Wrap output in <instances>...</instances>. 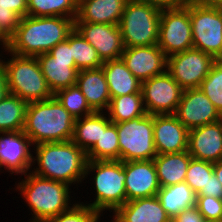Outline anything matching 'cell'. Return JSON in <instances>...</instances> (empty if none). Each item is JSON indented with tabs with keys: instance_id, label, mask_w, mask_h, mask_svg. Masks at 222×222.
<instances>
[{
	"instance_id": "obj_24",
	"label": "cell",
	"mask_w": 222,
	"mask_h": 222,
	"mask_svg": "<svg viewBox=\"0 0 222 222\" xmlns=\"http://www.w3.org/2000/svg\"><path fill=\"white\" fill-rule=\"evenodd\" d=\"M101 67L106 77L111 98L142 93V82L132 74L122 58L104 61Z\"/></svg>"
},
{
	"instance_id": "obj_7",
	"label": "cell",
	"mask_w": 222,
	"mask_h": 222,
	"mask_svg": "<svg viewBox=\"0 0 222 222\" xmlns=\"http://www.w3.org/2000/svg\"><path fill=\"white\" fill-rule=\"evenodd\" d=\"M161 10L128 0L119 27L124 47L151 46L158 43Z\"/></svg>"
},
{
	"instance_id": "obj_21",
	"label": "cell",
	"mask_w": 222,
	"mask_h": 222,
	"mask_svg": "<svg viewBox=\"0 0 222 222\" xmlns=\"http://www.w3.org/2000/svg\"><path fill=\"white\" fill-rule=\"evenodd\" d=\"M128 0H78L75 23L119 25Z\"/></svg>"
},
{
	"instance_id": "obj_36",
	"label": "cell",
	"mask_w": 222,
	"mask_h": 222,
	"mask_svg": "<svg viewBox=\"0 0 222 222\" xmlns=\"http://www.w3.org/2000/svg\"><path fill=\"white\" fill-rule=\"evenodd\" d=\"M222 115V62L215 61L199 87Z\"/></svg>"
},
{
	"instance_id": "obj_30",
	"label": "cell",
	"mask_w": 222,
	"mask_h": 222,
	"mask_svg": "<svg viewBox=\"0 0 222 222\" xmlns=\"http://www.w3.org/2000/svg\"><path fill=\"white\" fill-rule=\"evenodd\" d=\"M27 15L26 0H0V35L8 42L14 36L21 18Z\"/></svg>"
},
{
	"instance_id": "obj_45",
	"label": "cell",
	"mask_w": 222,
	"mask_h": 222,
	"mask_svg": "<svg viewBox=\"0 0 222 222\" xmlns=\"http://www.w3.org/2000/svg\"><path fill=\"white\" fill-rule=\"evenodd\" d=\"M213 173L222 184V160L213 163Z\"/></svg>"
},
{
	"instance_id": "obj_23",
	"label": "cell",
	"mask_w": 222,
	"mask_h": 222,
	"mask_svg": "<svg viewBox=\"0 0 222 222\" xmlns=\"http://www.w3.org/2000/svg\"><path fill=\"white\" fill-rule=\"evenodd\" d=\"M36 58L53 95L61 89L76 85L79 70L75 61L56 60L48 52Z\"/></svg>"
},
{
	"instance_id": "obj_34",
	"label": "cell",
	"mask_w": 222,
	"mask_h": 222,
	"mask_svg": "<svg viewBox=\"0 0 222 222\" xmlns=\"http://www.w3.org/2000/svg\"><path fill=\"white\" fill-rule=\"evenodd\" d=\"M75 119L94 113L85 96L76 85L57 91L53 95Z\"/></svg>"
},
{
	"instance_id": "obj_32",
	"label": "cell",
	"mask_w": 222,
	"mask_h": 222,
	"mask_svg": "<svg viewBox=\"0 0 222 222\" xmlns=\"http://www.w3.org/2000/svg\"><path fill=\"white\" fill-rule=\"evenodd\" d=\"M78 0H30L28 15L35 17L62 16L75 20Z\"/></svg>"
},
{
	"instance_id": "obj_48",
	"label": "cell",
	"mask_w": 222,
	"mask_h": 222,
	"mask_svg": "<svg viewBox=\"0 0 222 222\" xmlns=\"http://www.w3.org/2000/svg\"><path fill=\"white\" fill-rule=\"evenodd\" d=\"M201 222H220V221H216V220H205V219H203Z\"/></svg>"
},
{
	"instance_id": "obj_37",
	"label": "cell",
	"mask_w": 222,
	"mask_h": 222,
	"mask_svg": "<svg viewBox=\"0 0 222 222\" xmlns=\"http://www.w3.org/2000/svg\"><path fill=\"white\" fill-rule=\"evenodd\" d=\"M73 205L66 211L49 219L47 222H100L98 211L87 206L85 203L73 201Z\"/></svg>"
},
{
	"instance_id": "obj_15",
	"label": "cell",
	"mask_w": 222,
	"mask_h": 222,
	"mask_svg": "<svg viewBox=\"0 0 222 222\" xmlns=\"http://www.w3.org/2000/svg\"><path fill=\"white\" fill-rule=\"evenodd\" d=\"M75 29L97 51L103 62L121 58L124 45L119 25L75 23Z\"/></svg>"
},
{
	"instance_id": "obj_19",
	"label": "cell",
	"mask_w": 222,
	"mask_h": 222,
	"mask_svg": "<svg viewBox=\"0 0 222 222\" xmlns=\"http://www.w3.org/2000/svg\"><path fill=\"white\" fill-rule=\"evenodd\" d=\"M188 152L197 160L212 163L222 160V119L190 129Z\"/></svg>"
},
{
	"instance_id": "obj_17",
	"label": "cell",
	"mask_w": 222,
	"mask_h": 222,
	"mask_svg": "<svg viewBox=\"0 0 222 222\" xmlns=\"http://www.w3.org/2000/svg\"><path fill=\"white\" fill-rule=\"evenodd\" d=\"M153 136L157 154L188 150L189 130L174 114L153 115Z\"/></svg>"
},
{
	"instance_id": "obj_42",
	"label": "cell",
	"mask_w": 222,
	"mask_h": 222,
	"mask_svg": "<svg viewBox=\"0 0 222 222\" xmlns=\"http://www.w3.org/2000/svg\"><path fill=\"white\" fill-rule=\"evenodd\" d=\"M203 196H212L222 199V184L215 174H213L206 184V193Z\"/></svg>"
},
{
	"instance_id": "obj_41",
	"label": "cell",
	"mask_w": 222,
	"mask_h": 222,
	"mask_svg": "<svg viewBox=\"0 0 222 222\" xmlns=\"http://www.w3.org/2000/svg\"><path fill=\"white\" fill-rule=\"evenodd\" d=\"M135 1L155 6L160 10L178 8L186 4L185 0H135Z\"/></svg>"
},
{
	"instance_id": "obj_26",
	"label": "cell",
	"mask_w": 222,
	"mask_h": 222,
	"mask_svg": "<svg viewBox=\"0 0 222 222\" xmlns=\"http://www.w3.org/2000/svg\"><path fill=\"white\" fill-rule=\"evenodd\" d=\"M104 113L105 112H94L91 115L75 120L72 141L86 153L100 138L101 129H105L111 122L107 113Z\"/></svg>"
},
{
	"instance_id": "obj_8",
	"label": "cell",
	"mask_w": 222,
	"mask_h": 222,
	"mask_svg": "<svg viewBox=\"0 0 222 222\" xmlns=\"http://www.w3.org/2000/svg\"><path fill=\"white\" fill-rule=\"evenodd\" d=\"M120 161L152 160L157 155L153 136V115L116 123Z\"/></svg>"
},
{
	"instance_id": "obj_27",
	"label": "cell",
	"mask_w": 222,
	"mask_h": 222,
	"mask_svg": "<svg viewBox=\"0 0 222 222\" xmlns=\"http://www.w3.org/2000/svg\"><path fill=\"white\" fill-rule=\"evenodd\" d=\"M156 197L171 219L182 210L195 206L196 201V194L186 182L161 187Z\"/></svg>"
},
{
	"instance_id": "obj_13",
	"label": "cell",
	"mask_w": 222,
	"mask_h": 222,
	"mask_svg": "<svg viewBox=\"0 0 222 222\" xmlns=\"http://www.w3.org/2000/svg\"><path fill=\"white\" fill-rule=\"evenodd\" d=\"M32 146L23 131L0 132V170L21 176L30 172L33 168Z\"/></svg>"
},
{
	"instance_id": "obj_39",
	"label": "cell",
	"mask_w": 222,
	"mask_h": 222,
	"mask_svg": "<svg viewBox=\"0 0 222 222\" xmlns=\"http://www.w3.org/2000/svg\"><path fill=\"white\" fill-rule=\"evenodd\" d=\"M48 53L56 60L74 61L70 48V34L64 42L58 43Z\"/></svg>"
},
{
	"instance_id": "obj_44",
	"label": "cell",
	"mask_w": 222,
	"mask_h": 222,
	"mask_svg": "<svg viewBox=\"0 0 222 222\" xmlns=\"http://www.w3.org/2000/svg\"><path fill=\"white\" fill-rule=\"evenodd\" d=\"M186 4L222 7V0H185Z\"/></svg>"
},
{
	"instance_id": "obj_29",
	"label": "cell",
	"mask_w": 222,
	"mask_h": 222,
	"mask_svg": "<svg viewBox=\"0 0 222 222\" xmlns=\"http://www.w3.org/2000/svg\"><path fill=\"white\" fill-rule=\"evenodd\" d=\"M28 103L8 94L0 102V132L23 131Z\"/></svg>"
},
{
	"instance_id": "obj_35",
	"label": "cell",
	"mask_w": 222,
	"mask_h": 222,
	"mask_svg": "<svg viewBox=\"0 0 222 222\" xmlns=\"http://www.w3.org/2000/svg\"><path fill=\"white\" fill-rule=\"evenodd\" d=\"M213 174L212 162L192 158L186 172L185 182L196 196H203L206 193V184Z\"/></svg>"
},
{
	"instance_id": "obj_31",
	"label": "cell",
	"mask_w": 222,
	"mask_h": 222,
	"mask_svg": "<svg viewBox=\"0 0 222 222\" xmlns=\"http://www.w3.org/2000/svg\"><path fill=\"white\" fill-rule=\"evenodd\" d=\"M86 156L87 160H120L116 123L110 122L105 129H101L100 138Z\"/></svg>"
},
{
	"instance_id": "obj_43",
	"label": "cell",
	"mask_w": 222,
	"mask_h": 222,
	"mask_svg": "<svg viewBox=\"0 0 222 222\" xmlns=\"http://www.w3.org/2000/svg\"><path fill=\"white\" fill-rule=\"evenodd\" d=\"M9 94L6 71L3 64L0 62V102Z\"/></svg>"
},
{
	"instance_id": "obj_46",
	"label": "cell",
	"mask_w": 222,
	"mask_h": 222,
	"mask_svg": "<svg viewBox=\"0 0 222 222\" xmlns=\"http://www.w3.org/2000/svg\"><path fill=\"white\" fill-rule=\"evenodd\" d=\"M0 45L1 49L3 50L1 52H4V50H6L8 47V42L1 35H0Z\"/></svg>"
},
{
	"instance_id": "obj_20",
	"label": "cell",
	"mask_w": 222,
	"mask_h": 222,
	"mask_svg": "<svg viewBox=\"0 0 222 222\" xmlns=\"http://www.w3.org/2000/svg\"><path fill=\"white\" fill-rule=\"evenodd\" d=\"M113 214L110 222H171L156 195L127 201Z\"/></svg>"
},
{
	"instance_id": "obj_2",
	"label": "cell",
	"mask_w": 222,
	"mask_h": 222,
	"mask_svg": "<svg viewBox=\"0 0 222 222\" xmlns=\"http://www.w3.org/2000/svg\"><path fill=\"white\" fill-rule=\"evenodd\" d=\"M32 149L35 155L32 156L34 168L30 172L33 174L69 186H78L84 180L88 161L86 152L72 140L40 143Z\"/></svg>"
},
{
	"instance_id": "obj_11",
	"label": "cell",
	"mask_w": 222,
	"mask_h": 222,
	"mask_svg": "<svg viewBox=\"0 0 222 222\" xmlns=\"http://www.w3.org/2000/svg\"><path fill=\"white\" fill-rule=\"evenodd\" d=\"M215 59L192 48L167 57V72L183 90L199 88Z\"/></svg>"
},
{
	"instance_id": "obj_33",
	"label": "cell",
	"mask_w": 222,
	"mask_h": 222,
	"mask_svg": "<svg viewBox=\"0 0 222 222\" xmlns=\"http://www.w3.org/2000/svg\"><path fill=\"white\" fill-rule=\"evenodd\" d=\"M70 48L78 70L96 69L103 65L97 51L74 30L70 33Z\"/></svg>"
},
{
	"instance_id": "obj_16",
	"label": "cell",
	"mask_w": 222,
	"mask_h": 222,
	"mask_svg": "<svg viewBox=\"0 0 222 222\" xmlns=\"http://www.w3.org/2000/svg\"><path fill=\"white\" fill-rule=\"evenodd\" d=\"M122 60L141 82L167 71V56L159 46L124 47Z\"/></svg>"
},
{
	"instance_id": "obj_4",
	"label": "cell",
	"mask_w": 222,
	"mask_h": 222,
	"mask_svg": "<svg viewBox=\"0 0 222 222\" xmlns=\"http://www.w3.org/2000/svg\"><path fill=\"white\" fill-rule=\"evenodd\" d=\"M24 176L22 181L16 183L15 190L20 192L33 212L29 222H47L73 205L70 196L71 186L68 184L42 178L32 172Z\"/></svg>"
},
{
	"instance_id": "obj_1",
	"label": "cell",
	"mask_w": 222,
	"mask_h": 222,
	"mask_svg": "<svg viewBox=\"0 0 222 222\" xmlns=\"http://www.w3.org/2000/svg\"><path fill=\"white\" fill-rule=\"evenodd\" d=\"M75 28V20L62 16L21 18L7 50L19 56L36 57L64 42Z\"/></svg>"
},
{
	"instance_id": "obj_40",
	"label": "cell",
	"mask_w": 222,
	"mask_h": 222,
	"mask_svg": "<svg viewBox=\"0 0 222 222\" xmlns=\"http://www.w3.org/2000/svg\"><path fill=\"white\" fill-rule=\"evenodd\" d=\"M203 216L196 206H192L182 210L171 219V222H201Z\"/></svg>"
},
{
	"instance_id": "obj_47",
	"label": "cell",
	"mask_w": 222,
	"mask_h": 222,
	"mask_svg": "<svg viewBox=\"0 0 222 222\" xmlns=\"http://www.w3.org/2000/svg\"><path fill=\"white\" fill-rule=\"evenodd\" d=\"M215 61H220V62H222V45H221V52H220V54L215 58Z\"/></svg>"
},
{
	"instance_id": "obj_25",
	"label": "cell",
	"mask_w": 222,
	"mask_h": 222,
	"mask_svg": "<svg viewBox=\"0 0 222 222\" xmlns=\"http://www.w3.org/2000/svg\"><path fill=\"white\" fill-rule=\"evenodd\" d=\"M192 156L188 150L181 153L157 154L153 162L160 187L185 182L186 172Z\"/></svg>"
},
{
	"instance_id": "obj_28",
	"label": "cell",
	"mask_w": 222,
	"mask_h": 222,
	"mask_svg": "<svg viewBox=\"0 0 222 222\" xmlns=\"http://www.w3.org/2000/svg\"><path fill=\"white\" fill-rule=\"evenodd\" d=\"M105 113H107L113 123L129 121L146 115L147 112L144 107L142 93L111 98L109 107Z\"/></svg>"
},
{
	"instance_id": "obj_18",
	"label": "cell",
	"mask_w": 222,
	"mask_h": 222,
	"mask_svg": "<svg viewBox=\"0 0 222 222\" xmlns=\"http://www.w3.org/2000/svg\"><path fill=\"white\" fill-rule=\"evenodd\" d=\"M124 171L127 201L155 196L161 188L153 159L124 162Z\"/></svg>"
},
{
	"instance_id": "obj_38",
	"label": "cell",
	"mask_w": 222,
	"mask_h": 222,
	"mask_svg": "<svg viewBox=\"0 0 222 222\" xmlns=\"http://www.w3.org/2000/svg\"><path fill=\"white\" fill-rule=\"evenodd\" d=\"M195 206L203 219L222 222V199L212 196H196Z\"/></svg>"
},
{
	"instance_id": "obj_12",
	"label": "cell",
	"mask_w": 222,
	"mask_h": 222,
	"mask_svg": "<svg viewBox=\"0 0 222 222\" xmlns=\"http://www.w3.org/2000/svg\"><path fill=\"white\" fill-rule=\"evenodd\" d=\"M141 92L147 114H174L183 89L166 71L143 81Z\"/></svg>"
},
{
	"instance_id": "obj_22",
	"label": "cell",
	"mask_w": 222,
	"mask_h": 222,
	"mask_svg": "<svg viewBox=\"0 0 222 222\" xmlns=\"http://www.w3.org/2000/svg\"><path fill=\"white\" fill-rule=\"evenodd\" d=\"M76 84L94 112L107 111L111 97L102 67L79 70Z\"/></svg>"
},
{
	"instance_id": "obj_3",
	"label": "cell",
	"mask_w": 222,
	"mask_h": 222,
	"mask_svg": "<svg viewBox=\"0 0 222 222\" xmlns=\"http://www.w3.org/2000/svg\"><path fill=\"white\" fill-rule=\"evenodd\" d=\"M75 117L53 96L28 103L23 132L33 146L45 142L72 140Z\"/></svg>"
},
{
	"instance_id": "obj_6",
	"label": "cell",
	"mask_w": 222,
	"mask_h": 222,
	"mask_svg": "<svg viewBox=\"0 0 222 222\" xmlns=\"http://www.w3.org/2000/svg\"><path fill=\"white\" fill-rule=\"evenodd\" d=\"M5 52L12 57L5 61V57L0 54L10 94L18 96L27 103L53 97L36 57L15 55L7 49Z\"/></svg>"
},
{
	"instance_id": "obj_14",
	"label": "cell",
	"mask_w": 222,
	"mask_h": 222,
	"mask_svg": "<svg viewBox=\"0 0 222 222\" xmlns=\"http://www.w3.org/2000/svg\"><path fill=\"white\" fill-rule=\"evenodd\" d=\"M174 115L188 130L222 119V115L200 88L183 90Z\"/></svg>"
},
{
	"instance_id": "obj_9",
	"label": "cell",
	"mask_w": 222,
	"mask_h": 222,
	"mask_svg": "<svg viewBox=\"0 0 222 222\" xmlns=\"http://www.w3.org/2000/svg\"><path fill=\"white\" fill-rule=\"evenodd\" d=\"M157 45L167 57L193 48L190 4L161 10Z\"/></svg>"
},
{
	"instance_id": "obj_5",
	"label": "cell",
	"mask_w": 222,
	"mask_h": 222,
	"mask_svg": "<svg viewBox=\"0 0 222 222\" xmlns=\"http://www.w3.org/2000/svg\"><path fill=\"white\" fill-rule=\"evenodd\" d=\"M93 172V176H92ZM91 174L94 184L95 198L86 205L100 214L106 210L110 213L127 202L125 191L126 173L124 162L120 160H88L85 170V179Z\"/></svg>"
},
{
	"instance_id": "obj_10",
	"label": "cell",
	"mask_w": 222,
	"mask_h": 222,
	"mask_svg": "<svg viewBox=\"0 0 222 222\" xmlns=\"http://www.w3.org/2000/svg\"><path fill=\"white\" fill-rule=\"evenodd\" d=\"M193 48L211 55L221 52L222 7L190 4Z\"/></svg>"
}]
</instances>
